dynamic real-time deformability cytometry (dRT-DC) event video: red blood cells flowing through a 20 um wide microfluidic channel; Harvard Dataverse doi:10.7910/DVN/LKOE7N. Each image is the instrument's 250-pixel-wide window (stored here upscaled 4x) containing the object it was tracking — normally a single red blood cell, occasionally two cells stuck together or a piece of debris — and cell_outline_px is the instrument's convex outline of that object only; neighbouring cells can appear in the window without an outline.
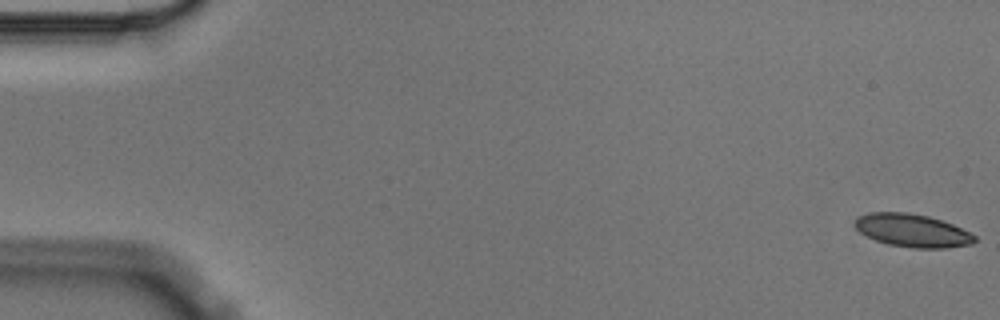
{"species": "Egyptian fruit bat (a non-hibernating species)", "species_latin": "Rousettus aegyptiacus", "temperature_condition": "cold", "stored_images_in_passage": 6, "camera_frame_rate_fps": 3000, "um_per_image_px": 0.085, "animal": {"sex": "male"}, "frame": {"image": 1, "passage_image": 1, "time_ms": 0.0, "image_size_px": [1000, 320], "cell_outline_px": [[976, 240], [972, 244], [944, 248], [912, 248], [888, 244], [876, 240], [860, 232], [856, 228], [856, 220], [860, 216], [872, 212], [908, 212], [928, 216], [952, 224], [976, 236]], "centroid_in_image_um": [77.57, 19.6], "position_along_channel_um": 7.4, "area_um2": 22.72}}
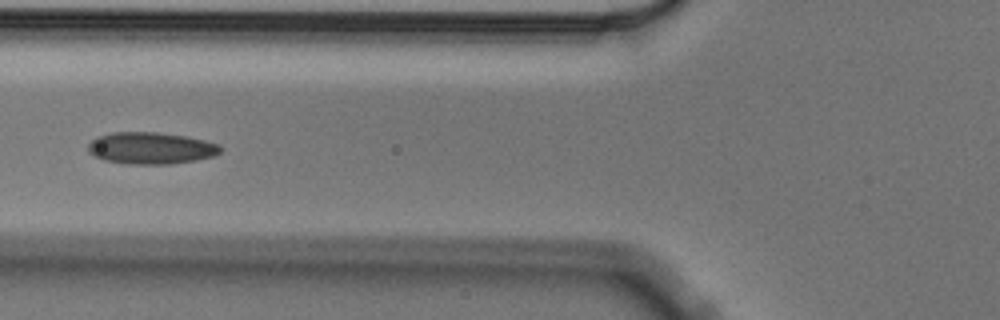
{"frame": {"image": 2, "passage_image": 6, "time_ms": 1.667, "image_size_px": [1000, 320], "cell_outline_px": [[224, 148], [216, 156], [196, 160], [168, 164], [124, 164], [104, 160], [88, 152], [88, 144], [96, 136], [112, 132], [156, 132], [188, 136], [220, 144]], "centroid_in_image_um": [12.85, 12.59], "position_along_channel_um": 112.9, "area_um2": 24.85}}